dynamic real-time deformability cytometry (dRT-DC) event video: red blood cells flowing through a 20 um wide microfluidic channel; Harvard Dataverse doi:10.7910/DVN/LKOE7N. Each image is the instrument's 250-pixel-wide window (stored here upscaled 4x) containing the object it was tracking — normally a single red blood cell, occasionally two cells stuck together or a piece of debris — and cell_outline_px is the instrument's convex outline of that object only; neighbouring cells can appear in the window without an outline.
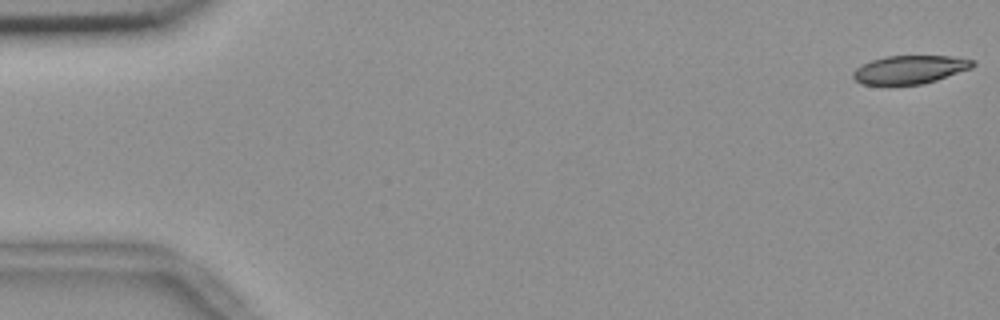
{"species": "common noctule bat (a hibernating species)", "species_latin": "Nyctalus noctula", "temperature_condition": "room temperature", "stored_images_in_passage": 9, "camera_frame_rate_fps": 3000, "um_per_image_px": 0.085, "animal": {"sex": "female", "body_mass_g": 18.4}, "frame": {"image": 1, "passage_image": 1, "time_ms": 0.0, "image_size_px": [1000, 320], "cell_outline_px": [[976, 64], [972, 68], [936, 80], [920, 84], [864, 84], [856, 80], [852, 76], [852, 72], [856, 68], [872, 60], [884, 56], [952, 56], [972, 60]], "centroid_in_image_um": [77.35, 5.9], "position_along_channel_um": 7.7, "area_um2": 19.48}}